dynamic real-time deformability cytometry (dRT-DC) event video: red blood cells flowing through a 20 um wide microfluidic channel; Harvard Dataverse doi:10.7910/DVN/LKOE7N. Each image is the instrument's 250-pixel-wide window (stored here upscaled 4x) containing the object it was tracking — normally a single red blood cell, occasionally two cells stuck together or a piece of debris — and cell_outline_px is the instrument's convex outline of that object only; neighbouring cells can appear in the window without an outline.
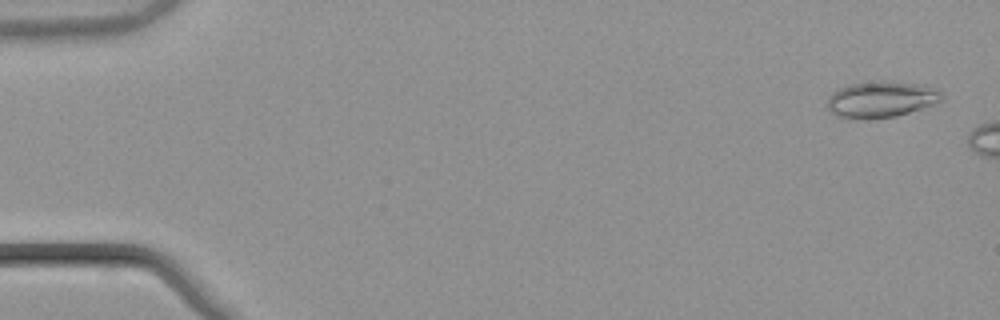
{"species": "common noctule bat (a hibernating species)", "species_latin": "Nyctalus noctula", "temperature_condition": "warm", "stored_images_in_passage": 47, "camera_frame_rate_fps": 3000, "um_per_image_px": 0.085, "animal": {"sex": "male", "body_mass_g": 21.5, "forearm_length_mm": 52.0}, "frame": {"image": 1, "passage_image": 2, "time_ms": 0.333, "image_size_px": [1000, 320], "cell_outline_px": [[944, 100], [936, 104], [896, 116], [836, 116], [828, 108], [828, 100], [832, 92], [848, 84], [880, 80], [928, 84], [936, 88], [944, 96]], "centroid_in_image_um": [75.01, 8.38], "position_along_channel_um": 10.0, "area_um2": 23.81}}
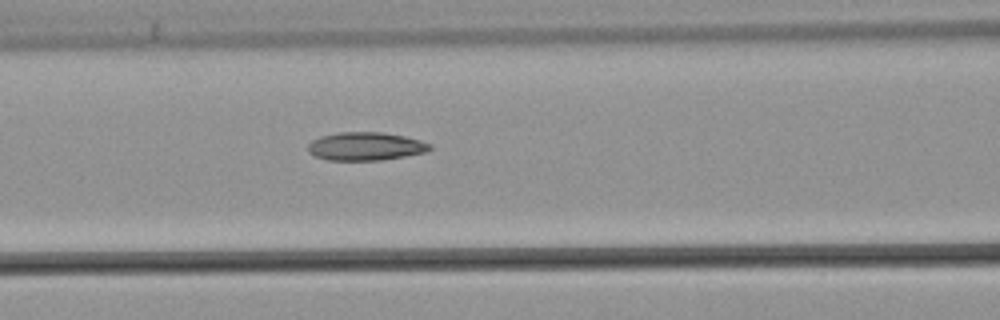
{"frame": {"image": 2, "passage_image": 23, "time_ms": 7.333, "image_size_px": [1000, 320], "cell_outline_px": [[432, 148], [424, 152], [404, 156], [380, 160], [328, 160], [316, 156], [308, 152], [308, 144], [312, 140], [320, 136], [340, 132], [384, 132], [404, 136], [420, 140], [432, 144]], "centroid_in_image_um": [31.06, 12.43], "position_along_channel_um": 135.5, "area_um2": 20.0}}
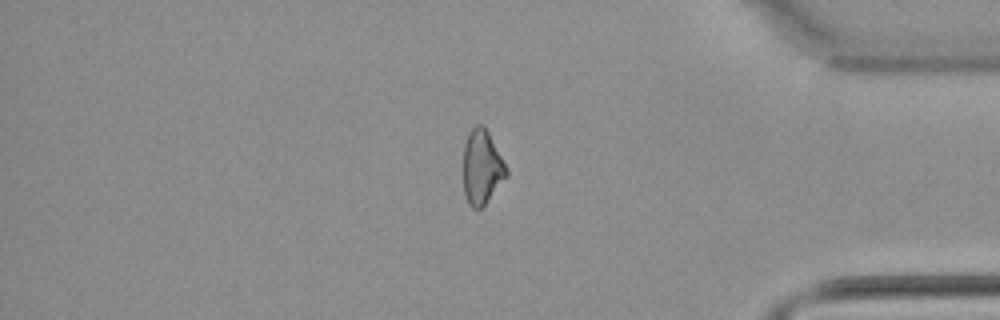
{"frame": {"image": 3, "passage_image": 45, "time_ms": 14.667, "image_size_px": [1000, 320], "cell_outline_px": [[508, 176], [484, 204], [480, 208], [472, 208], [468, 204], [464, 192], [464, 144], [468, 132], [476, 124], [484, 124], [508, 168]], "centroid_in_image_um": [40.97, 14.18], "position_along_channel_um": 394.2, "area_um2": 18.73}}